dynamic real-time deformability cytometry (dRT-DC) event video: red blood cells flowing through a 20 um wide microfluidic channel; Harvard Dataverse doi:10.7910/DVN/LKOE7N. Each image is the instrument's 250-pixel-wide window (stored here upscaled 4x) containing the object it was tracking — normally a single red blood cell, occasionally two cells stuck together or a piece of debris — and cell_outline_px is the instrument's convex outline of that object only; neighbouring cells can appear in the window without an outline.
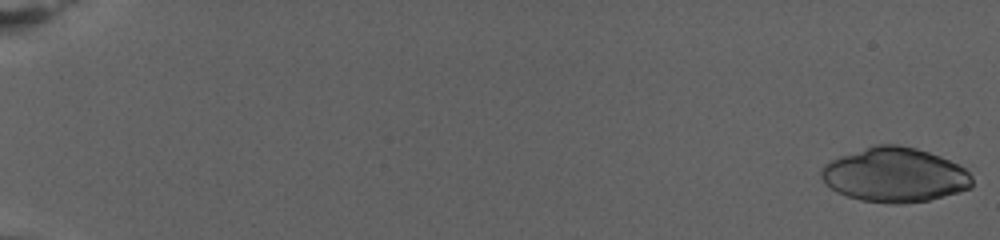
{"species": "human", "species_latin": "Homo sapiens", "temperature_condition": "warm", "stored_images_in_passage": 77, "camera_frame_rate_fps": 3000, "um_per_image_px": 0.085, "donor": {"sex": "female"}, "frame": {"image": 1, "passage_image": 1, "time_ms": 0.0, "image_size_px": [1000, 240], "cell_outline_px": [[972, 188], [960, 192], [928, 200], [904, 204], [888, 204], [860, 200], [836, 192], [824, 184], [820, 176], [820, 172], [824, 164], [840, 156], [872, 144], [896, 144], [916, 148], [972, 164]], "centroid_in_image_um": [76.17, 14.85], "position_along_channel_um": 8.8, "area_um2": 49.53}}
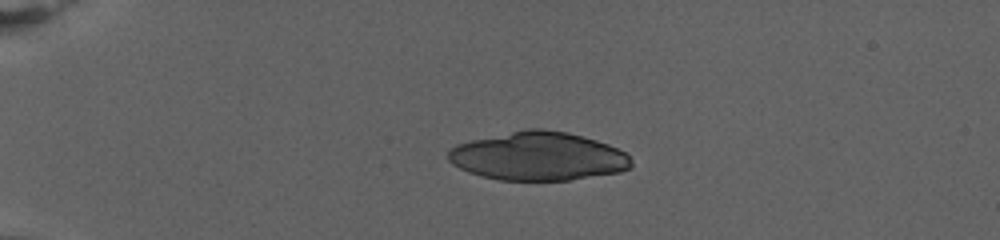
{"frame": {"image": 2, "passage_image": 20, "time_ms": 6.333, "image_size_px": [1000, 240], "cell_outline_px": [[632, 168], [620, 172], [568, 180], [500, 180], [480, 176], [468, 172], [452, 164], [448, 160], [448, 152], [456, 144], [472, 140], [528, 128], [544, 128], [568, 132], [596, 140], [608, 144], [624, 152], [632, 160]], "centroid_in_image_um": [45.75, 13.28], "position_along_channel_um": 39.2, "area_um2": 51.73}}